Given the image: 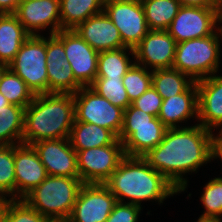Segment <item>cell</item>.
<instances>
[{
	"label": "cell",
	"mask_w": 222,
	"mask_h": 222,
	"mask_svg": "<svg viewBox=\"0 0 222 222\" xmlns=\"http://www.w3.org/2000/svg\"><path fill=\"white\" fill-rule=\"evenodd\" d=\"M214 131L200 124L167 128L163 140L143 158L181 193L187 188L185 173L196 172L212 160Z\"/></svg>",
	"instance_id": "6da1fadb"
},
{
	"label": "cell",
	"mask_w": 222,
	"mask_h": 222,
	"mask_svg": "<svg viewBox=\"0 0 222 222\" xmlns=\"http://www.w3.org/2000/svg\"><path fill=\"white\" fill-rule=\"evenodd\" d=\"M117 202L135 204L157 200L159 204L169 196L180 193L161 173L154 170L143 157L125 156L110 178L104 183Z\"/></svg>",
	"instance_id": "7a4b0ae2"
},
{
	"label": "cell",
	"mask_w": 222,
	"mask_h": 222,
	"mask_svg": "<svg viewBox=\"0 0 222 222\" xmlns=\"http://www.w3.org/2000/svg\"><path fill=\"white\" fill-rule=\"evenodd\" d=\"M74 120V94H36L25 108L22 143L32 145L41 140L69 139Z\"/></svg>",
	"instance_id": "3957f363"
},
{
	"label": "cell",
	"mask_w": 222,
	"mask_h": 222,
	"mask_svg": "<svg viewBox=\"0 0 222 222\" xmlns=\"http://www.w3.org/2000/svg\"><path fill=\"white\" fill-rule=\"evenodd\" d=\"M82 184L80 177L48 175L23 200L50 221L68 220Z\"/></svg>",
	"instance_id": "277c9868"
},
{
	"label": "cell",
	"mask_w": 222,
	"mask_h": 222,
	"mask_svg": "<svg viewBox=\"0 0 222 222\" xmlns=\"http://www.w3.org/2000/svg\"><path fill=\"white\" fill-rule=\"evenodd\" d=\"M220 36L222 26L207 37L177 43L172 68L189 76L194 82L216 74L221 58Z\"/></svg>",
	"instance_id": "5b68a950"
},
{
	"label": "cell",
	"mask_w": 222,
	"mask_h": 222,
	"mask_svg": "<svg viewBox=\"0 0 222 222\" xmlns=\"http://www.w3.org/2000/svg\"><path fill=\"white\" fill-rule=\"evenodd\" d=\"M8 68L21 77L35 95L48 93L46 38L30 35Z\"/></svg>",
	"instance_id": "8992f818"
},
{
	"label": "cell",
	"mask_w": 222,
	"mask_h": 222,
	"mask_svg": "<svg viewBox=\"0 0 222 222\" xmlns=\"http://www.w3.org/2000/svg\"><path fill=\"white\" fill-rule=\"evenodd\" d=\"M75 119L110 130L119 137L124 110L114 106L108 99L98 95L90 87H81L74 94Z\"/></svg>",
	"instance_id": "52a82bcc"
},
{
	"label": "cell",
	"mask_w": 222,
	"mask_h": 222,
	"mask_svg": "<svg viewBox=\"0 0 222 222\" xmlns=\"http://www.w3.org/2000/svg\"><path fill=\"white\" fill-rule=\"evenodd\" d=\"M76 152L77 169L83 183L104 184L126 156L118 138L112 144Z\"/></svg>",
	"instance_id": "ba28073f"
},
{
	"label": "cell",
	"mask_w": 222,
	"mask_h": 222,
	"mask_svg": "<svg viewBox=\"0 0 222 222\" xmlns=\"http://www.w3.org/2000/svg\"><path fill=\"white\" fill-rule=\"evenodd\" d=\"M103 11L118 28L126 47L134 49L149 32L141 1L105 0Z\"/></svg>",
	"instance_id": "9c48e42d"
},
{
	"label": "cell",
	"mask_w": 222,
	"mask_h": 222,
	"mask_svg": "<svg viewBox=\"0 0 222 222\" xmlns=\"http://www.w3.org/2000/svg\"><path fill=\"white\" fill-rule=\"evenodd\" d=\"M220 23L216 7L181 6L167 31L180 43L212 35Z\"/></svg>",
	"instance_id": "30bf717a"
},
{
	"label": "cell",
	"mask_w": 222,
	"mask_h": 222,
	"mask_svg": "<svg viewBox=\"0 0 222 222\" xmlns=\"http://www.w3.org/2000/svg\"><path fill=\"white\" fill-rule=\"evenodd\" d=\"M116 197L105 184L83 183L68 222H106Z\"/></svg>",
	"instance_id": "8fae6325"
},
{
	"label": "cell",
	"mask_w": 222,
	"mask_h": 222,
	"mask_svg": "<svg viewBox=\"0 0 222 222\" xmlns=\"http://www.w3.org/2000/svg\"><path fill=\"white\" fill-rule=\"evenodd\" d=\"M62 42L66 61L71 65L75 79L89 87L97 77L98 55L75 30H60L55 34Z\"/></svg>",
	"instance_id": "7c38bea8"
},
{
	"label": "cell",
	"mask_w": 222,
	"mask_h": 222,
	"mask_svg": "<svg viewBox=\"0 0 222 222\" xmlns=\"http://www.w3.org/2000/svg\"><path fill=\"white\" fill-rule=\"evenodd\" d=\"M176 44L167 30H149L134 48L135 63L151 71L172 68Z\"/></svg>",
	"instance_id": "4fadbf2b"
},
{
	"label": "cell",
	"mask_w": 222,
	"mask_h": 222,
	"mask_svg": "<svg viewBox=\"0 0 222 222\" xmlns=\"http://www.w3.org/2000/svg\"><path fill=\"white\" fill-rule=\"evenodd\" d=\"M46 65L48 93L75 94L83 87L75 79L71 65L66 61L63 42L55 34L46 38Z\"/></svg>",
	"instance_id": "5bb4252c"
},
{
	"label": "cell",
	"mask_w": 222,
	"mask_h": 222,
	"mask_svg": "<svg viewBox=\"0 0 222 222\" xmlns=\"http://www.w3.org/2000/svg\"><path fill=\"white\" fill-rule=\"evenodd\" d=\"M14 15L30 35L48 26L49 34L62 30L59 0H21Z\"/></svg>",
	"instance_id": "9a60e30c"
},
{
	"label": "cell",
	"mask_w": 222,
	"mask_h": 222,
	"mask_svg": "<svg viewBox=\"0 0 222 222\" xmlns=\"http://www.w3.org/2000/svg\"><path fill=\"white\" fill-rule=\"evenodd\" d=\"M48 175L79 177L77 152L69 139L41 140L32 144Z\"/></svg>",
	"instance_id": "2e32d148"
},
{
	"label": "cell",
	"mask_w": 222,
	"mask_h": 222,
	"mask_svg": "<svg viewBox=\"0 0 222 222\" xmlns=\"http://www.w3.org/2000/svg\"><path fill=\"white\" fill-rule=\"evenodd\" d=\"M15 199H23L48 176L32 145L16 144L14 151Z\"/></svg>",
	"instance_id": "e0dca14e"
},
{
	"label": "cell",
	"mask_w": 222,
	"mask_h": 222,
	"mask_svg": "<svg viewBox=\"0 0 222 222\" xmlns=\"http://www.w3.org/2000/svg\"><path fill=\"white\" fill-rule=\"evenodd\" d=\"M198 121L210 131L222 124V76L212 75L196 82Z\"/></svg>",
	"instance_id": "ac0fdd59"
},
{
	"label": "cell",
	"mask_w": 222,
	"mask_h": 222,
	"mask_svg": "<svg viewBox=\"0 0 222 222\" xmlns=\"http://www.w3.org/2000/svg\"><path fill=\"white\" fill-rule=\"evenodd\" d=\"M75 31L97 52L126 47L118 28L104 11L89 17Z\"/></svg>",
	"instance_id": "d6986e66"
},
{
	"label": "cell",
	"mask_w": 222,
	"mask_h": 222,
	"mask_svg": "<svg viewBox=\"0 0 222 222\" xmlns=\"http://www.w3.org/2000/svg\"><path fill=\"white\" fill-rule=\"evenodd\" d=\"M167 127L158 117L153 125L122 126L118 139L123 143L126 156L143 157L164 137Z\"/></svg>",
	"instance_id": "ffe728a7"
},
{
	"label": "cell",
	"mask_w": 222,
	"mask_h": 222,
	"mask_svg": "<svg viewBox=\"0 0 222 222\" xmlns=\"http://www.w3.org/2000/svg\"><path fill=\"white\" fill-rule=\"evenodd\" d=\"M198 120V92L194 82L185 92L163 99L158 118L167 128H180L190 118ZM188 119V120H187Z\"/></svg>",
	"instance_id": "44dd1931"
},
{
	"label": "cell",
	"mask_w": 222,
	"mask_h": 222,
	"mask_svg": "<svg viewBox=\"0 0 222 222\" xmlns=\"http://www.w3.org/2000/svg\"><path fill=\"white\" fill-rule=\"evenodd\" d=\"M29 37L14 14H0V63L8 66Z\"/></svg>",
	"instance_id": "7402d4cb"
},
{
	"label": "cell",
	"mask_w": 222,
	"mask_h": 222,
	"mask_svg": "<svg viewBox=\"0 0 222 222\" xmlns=\"http://www.w3.org/2000/svg\"><path fill=\"white\" fill-rule=\"evenodd\" d=\"M117 137L108 129L74 120L69 141L75 151L112 144Z\"/></svg>",
	"instance_id": "603a6c76"
},
{
	"label": "cell",
	"mask_w": 222,
	"mask_h": 222,
	"mask_svg": "<svg viewBox=\"0 0 222 222\" xmlns=\"http://www.w3.org/2000/svg\"><path fill=\"white\" fill-rule=\"evenodd\" d=\"M105 0H59L62 30H75L89 17L103 12Z\"/></svg>",
	"instance_id": "cb8c5ba5"
},
{
	"label": "cell",
	"mask_w": 222,
	"mask_h": 222,
	"mask_svg": "<svg viewBox=\"0 0 222 222\" xmlns=\"http://www.w3.org/2000/svg\"><path fill=\"white\" fill-rule=\"evenodd\" d=\"M129 51L135 58L134 49L129 47L99 52L96 78H123L135 63V59H130Z\"/></svg>",
	"instance_id": "d4e9b609"
},
{
	"label": "cell",
	"mask_w": 222,
	"mask_h": 222,
	"mask_svg": "<svg viewBox=\"0 0 222 222\" xmlns=\"http://www.w3.org/2000/svg\"><path fill=\"white\" fill-rule=\"evenodd\" d=\"M25 108L14 104L0 108V145L22 144Z\"/></svg>",
	"instance_id": "484cf974"
},
{
	"label": "cell",
	"mask_w": 222,
	"mask_h": 222,
	"mask_svg": "<svg viewBox=\"0 0 222 222\" xmlns=\"http://www.w3.org/2000/svg\"><path fill=\"white\" fill-rule=\"evenodd\" d=\"M149 30H167L181 7L178 0H141Z\"/></svg>",
	"instance_id": "4316f807"
},
{
	"label": "cell",
	"mask_w": 222,
	"mask_h": 222,
	"mask_svg": "<svg viewBox=\"0 0 222 222\" xmlns=\"http://www.w3.org/2000/svg\"><path fill=\"white\" fill-rule=\"evenodd\" d=\"M193 83L189 76L174 68L152 70V86L163 99L185 92Z\"/></svg>",
	"instance_id": "83f0119b"
},
{
	"label": "cell",
	"mask_w": 222,
	"mask_h": 222,
	"mask_svg": "<svg viewBox=\"0 0 222 222\" xmlns=\"http://www.w3.org/2000/svg\"><path fill=\"white\" fill-rule=\"evenodd\" d=\"M0 92L10 104L26 108L34 99L35 94L24 80L8 67L0 78Z\"/></svg>",
	"instance_id": "f1b7e54d"
},
{
	"label": "cell",
	"mask_w": 222,
	"mask_h": 222,
	"mask_svg": "<svg viewBox=\"0 0 222 222\" xmlns=\"http://www.w3.org/2000/svg\"><path fill=\"white\" fill-rule=\"evenodd\" d=\"M14 151L15 145H0V197L4 200L15 199Z\"/></svg>",
	"instance_id": "f546056e"
},
{
	"label": "cell",
	"mask_w": 222,
	"mask_h": 222,
	"mask_svg": "<svg viewBox=\"0 0 222 222\" xmlns=\"http://www.w3.org/2000/svg\"><path fill=\"white\" fill-rule=\"evenodd\" d=\"M35 209L30 207L23 199H7L4 201L0 222H49Z\"/></svg>",
	"instance_id": "4dcf8cb0"
},
{
	"label": "cell",
	"mask_w": 222,
	"mask_h": 222,
	"mask_svg": "<svg viewBox=\"0 0 222 222\" xmlns=\"http://www.w3.org/2000/svg\"><path fill=\"white\" fill-rule=\"evenodd\" d=\"M122 80L123 78H96L89 87L101 97L108 99L114 106L125 110L132 103Z\"/></svg>",
	"instance_id": "1f68e13d"
},
{
	"label": "cell",
	"mask_w": 222,
	"mask_h": 222,
	"mask_svg": "<svg viewBox=\"0 0 222 222\" xmlns=\"http://www.w3.org/2000/svg\"><path fill=\"white\" fill-rule=\"evenodd\" d=\"M123 85L132 103L152 86V71L136 63L123 77Z\"/></svg>",
	"instance_id": "d6a6232c"
},
{
	"label": "cell",
	"mask_w": 222,
	"mask_h": 222,
	"mask_svg": "<svg viewBox=\"0 0 222 222\" xmlns=\"http://www.w3.org/2000/svg\"><path fill=\"white\" fill-rule=\"evenodd\" d=\"M201 202L205 208L202 219H218L222 216V177H215L206 183Z\"/></svg>",
	"instance_id": "836d02e7"
},
{
	"label": "cell",
	"mask_w": 222,
	"mask_h": 222,
	"mask_svg": "<svg viewBox=\"0 0 222 222\" xmlns=\"http://www.w3.org/2000/svg\"><path fill=\"white\" fill-rule=\"evenodd\" d=\"M163 98L153 86L147 89L139 98L132 102L137 109L158 117Z\"/></svg>",
	"instance_id": "e575fe53"
},
{
	"label": "cell",
	"mask_w": 222,
	"mask_h": 222,
	"mask_svg": "<svg viewBox=\"0 0 222 222\" xmlns=\"http://www.w3.org/2000/svg\"><path fill=\"white\" fill-rule=\"evenodd\" d=\"M141 210L138 205L117 202L106 222H138Z\"/></svg>",
	"instance_id": "d590c367"
},
{
	"label": "cell",
	"mask_w": 222,
	"mask_h": 222,
	"mask_svg": "<svg viewBox=\"0 0 222 222\" xmlns=\"http://www.w3.org/2000/svg\"><path fill=\"white\" fill-rule=\"evenodd\" d=\"M156 116L145 113L141 109H137L130 104L125 110L123 115L122 126H143L153 125V119Z\"/></svg>",
	"instance_id": "8d00e7d4"
},
{
	"label": "cell",
	"mask_w": 222,
	"mask_h": 222,
	"mask_svg": "<svg viewBox=\"0 0 222 222\" xmlns=\"http://www.w3.org/2000/svg\"><path fill=\"white\" fill-rule=\"evenodd\" d=\"M21 0H0V14H14Z\"/></svg>",
	"instance_id": "74e56055"
},
{
	"label": "cell",
	"mask_w": 222,
	"mask_h": 222,
	"mask_svg": "<svg viewBox=\"0 0 222 222\" xmlns=\"http://www.w3.org/2000/svg\"><path fill=\"white\" fill-rule=\"evenodd\" d=\"M181 6L216 7L217 0H178Z\"/></svg>",
	"instance_id": "f35d334b"
},
{
	"label": "cell",
	"mask_w": 222,
	"mask_h": 222,
	"mask_svg": "<svg viewBox=\"0 0 222 222\" xmlns=\"http://www.w3.org/2000/svg\"><path fill=\"white\" fill-rule=\"evenodd\" d=\"M217 158L222 160V139H213L212 160Z\"/></svg>",
	"instance_id": "ab89813d"
},
{
	"label": "cell",
	"mask_w": 222,
	"mask_h": 222,
	"mask_svg": "<svg viewBox=\"0 0 222 222\" xmlns=\"http://www.w3.org/2000/svg\"><path fill=\"white\" fill-rule=\"evenodd\" d=\"M216 10H217V15L222 23V0H217V5H216Z\"/></svg>",
	"instance_id": "60d3db41"
},
{
	"label": "cell",
	"mask_w": 222,
	"mask_h": 222,
	"mask_svg": "<svg viewBox=\"0 0 222 222\" xmlns=\"http://www.w3.org/2000/svg\"><path fill=\"white\" fill-rule=\"evenodd\" d=\"M10 105L9 101L6 97L0 92V108L6 107Z\"/></svg>",
	"instance_id": "b9f144b4"
},
{
	"label": "cell",
	"mask_w": 222,
	"mask_h": 222,
	"mask_svg": "<svg viewBox=\"0 0 222 222\" xmlns=\"http://www.w3.org/2000/svg\"><path fill=\"white\" fill-rule=\"evenodd\" d=\"M222 219L218 220V219H202V218H198V220L196 222H222Z\"/></svg>",
	"instance_id": "7bdbcfd3"
},
{
	"label": "cell",
	"mask_w": 222,
	"mask_h": 222,
	"mask_svg": "<svg viewBox=\"0 0 222 222\" xmlns=\"http://www.w3.org/2000/svg\"><path fill=\"white\" fill-rule=\"evenodd\" d=\"M8 66L3 64V63H0V78H1V75L2 73L4 72V70L7 68Z\"/></svg>",
	"instance_id": "ee69618b"
},
{
	"label": "cell",
	"mask_w": 222,
	"mask_h": 222,
	"mask_svg": "<svg viewBox=\"0 0 222 222\" xmlns=\"http://www.w3.org/2000/svg\"><path fill=\"white\" fill-rule=\"evenodd\" d=\"M220 128H221V129H220L218 135H217V136L214 135V138H213V139H222V124H221Z\"/></svg>",
	"instance_id": "f6af8a7d"
},
{
	"label": "cell",
	"mask_w": 222,
	"mask_h": 222,
	"mask_svg": "<svg viewBox=\"0 0 222 222\" xmlns=\"http://www.w3.org/2000/svg\"><path fill=\"white\" fill-rule=\"evenodd\" d=\"M4 201H5V200L0 197V212H1V209H2V206H3Z\"/></svg>",
	"instance_id": "bcb514c9"
},
{
	"label": "cell",
	"mask_w": 222,
	"mask_h": 222,
	"mask_svg": "<svg viewBox=\"0 0 222 222\" xmlns=\"http://www.w3.org/2000/svg\"><path fill=\"white\" fill-rule=\"evenodd\" d=\"M49 222H68L67 220H55V221H49Z\"/></svg>",
	"instance_id": "7dc6e473"
},
{
	"label": "cell",
	"mask_w": 222,
	"mask_h": 222,
	"mask_svg": "<svg viewBox=\"0 0 222 222\" xmlns=\"http://www.w3.org/2000/svg\"><path fill=\"white\" fill-rule=\"evenodd\" d=\"M125 1H141V0H125Z\"/></svg>",
	"instance_id": "c3c4849f"
}]
</instances>
